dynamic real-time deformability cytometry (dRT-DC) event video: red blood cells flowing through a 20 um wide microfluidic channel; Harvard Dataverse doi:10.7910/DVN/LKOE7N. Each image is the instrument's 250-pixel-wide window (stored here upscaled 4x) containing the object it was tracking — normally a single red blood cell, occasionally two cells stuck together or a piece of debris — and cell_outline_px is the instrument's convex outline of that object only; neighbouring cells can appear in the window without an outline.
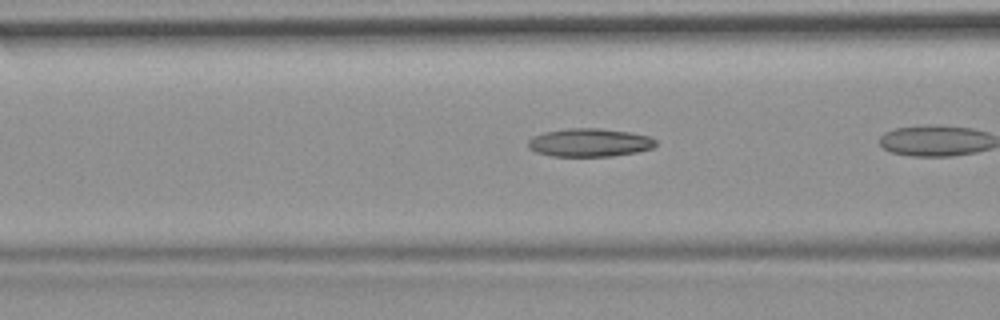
{"species": "common noctule bat (a hibernating species)", "species_latin": "Nyctalus noctula", "temperature_condition": "room temperature", "stored_images_in_passage": 11, "camera_frame_rate_fps": 3000, "um_per_image_px": 0.085, "animal": {"sex": "female", "body_mass_g": 19.9}, "frame": {"image": 1, "passage_image": 5, "time_ms": 1.333, "image_size_px": [1000, 320], "cell_outline_px": [[656, 144], [652, 148], [636, 152], [612, 156], [552, 156], [536, 152], [528, 148], [528, 140], [532, 136], [544, 132], [568, 128], [600, 128], [628, 132], [648, 136], [656, 140]], "centroid_in_image_um": [50.07, 12.12], "position_along_channel_um": 116.5, "area_um2": 20.98}}
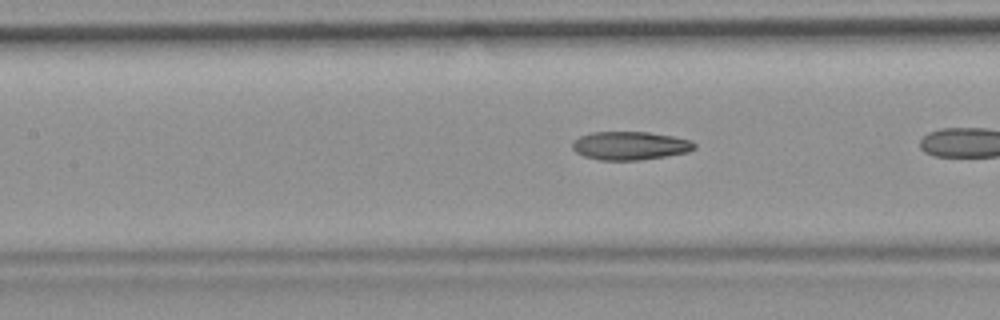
{"frame": {"image": 2, "passage_image": 8, "time_ms": 2.333, "image_size_px": [1000, 320], "cell_outline_px": [[696, 148], [688, 152], [640, 160], [600, 160], [584, 156], [576, 152], [572, 148], [572, 140], [580, 136], [592, 132], [648, 132], [672, 136], [692, 140], [696, 144]], "centroid_in_image_um": [53.55, 12.38], "position_along_channel_um": 153.9, "area_um2": 20.23}}